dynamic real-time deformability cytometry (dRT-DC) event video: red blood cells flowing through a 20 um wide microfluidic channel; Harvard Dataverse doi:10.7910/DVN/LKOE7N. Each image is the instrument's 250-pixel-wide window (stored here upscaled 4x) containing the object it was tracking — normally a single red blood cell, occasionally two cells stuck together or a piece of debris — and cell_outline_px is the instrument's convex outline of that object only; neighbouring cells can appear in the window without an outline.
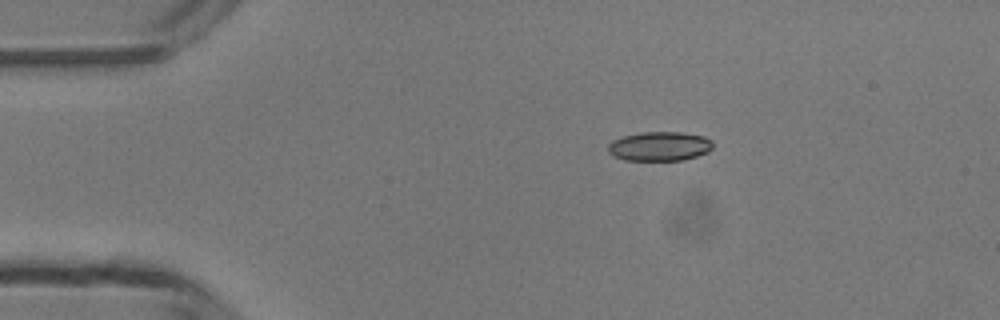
{"species": "common noctule bat (a hibernating species)", "species_latin": "Nyctalus noctula", "temperature_condition": "room temperature", "stored_images_in_passage": 36, "camera_frame_rate_fps": 3000, "um_per_image_px": 0.085, "animal": {"sex": "male", "body_mass_g": 13.3}, "frame": {"image": 1, "passage_image": 1, "time_ms": 0.0, "image_size_px": [1000, 320], "cell_outline_px": [[712, 148], [708, 152], [684, 160], [624, 160], [608, 152], [608, 144], [612, 140], [624, 136], [640, 132], [680, 132], [704, 136], [712, 140]], "centroid_in_image_um": [56.07, 12.43], "position_along_channel_um": 28.9, "area_um2": 17.86}}
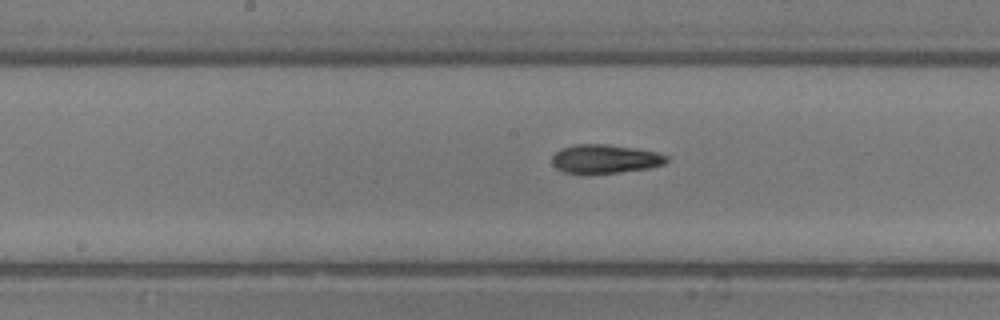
{"frame": {"image": 2, "passage_image": 17, "time_ms": 5.333, "image_size_px": [1000, 320], "cell_outline_px": [[668, 160], [664, 164], [648, 168], [620, 172], [564, 172], [556, 168], [552, 164], [552, 156], [560, 148], [576, 144], [604, 144], [636, 148], [656, 152], [668, 156]], "centroid_in_image_um": [51.43, 13.48], "position_along_channel_um": 196.8, "area_um2": 18.9}}
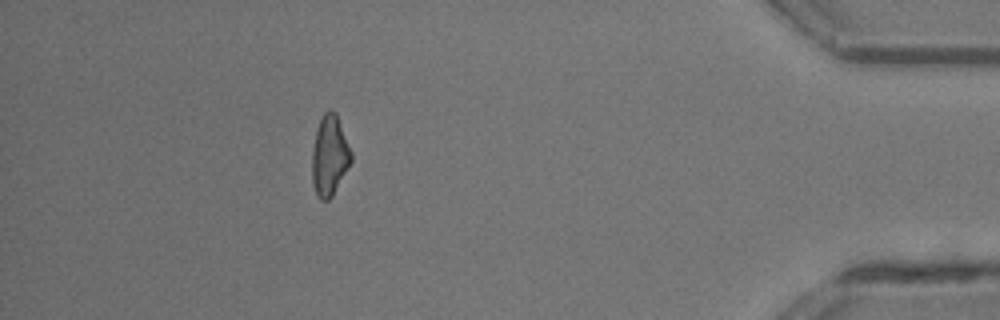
{"frame": {"image": 3, "passage_image": 36, "time_ms": 11.667, "image_size_px": [1000, 320], "cell_outline_px": [[352, 160], [332, 196], [328, 200], [320, 200], [316, 196], [312, 184], [312, 152], [316, 128], [324, 112], [328, 108], [332, 108], [336, 112], [352, 152]], "centroid_in_image_um": [28.0, 13.21], "position_along_channel_um": 407.2, "area_um2": 18.5}, "authors_computed_cell_mechanics": {"area_um2": 18.6116, "velocity_mm_per_s": 4.188, "shape_relaxation_time_tau1_ms": 5.8586, "shape_relaxation_time_tau2_ms": 4.1303, "deformation_change_tau1": 0.1879, "deformation_change_tau2": 0.1262}}